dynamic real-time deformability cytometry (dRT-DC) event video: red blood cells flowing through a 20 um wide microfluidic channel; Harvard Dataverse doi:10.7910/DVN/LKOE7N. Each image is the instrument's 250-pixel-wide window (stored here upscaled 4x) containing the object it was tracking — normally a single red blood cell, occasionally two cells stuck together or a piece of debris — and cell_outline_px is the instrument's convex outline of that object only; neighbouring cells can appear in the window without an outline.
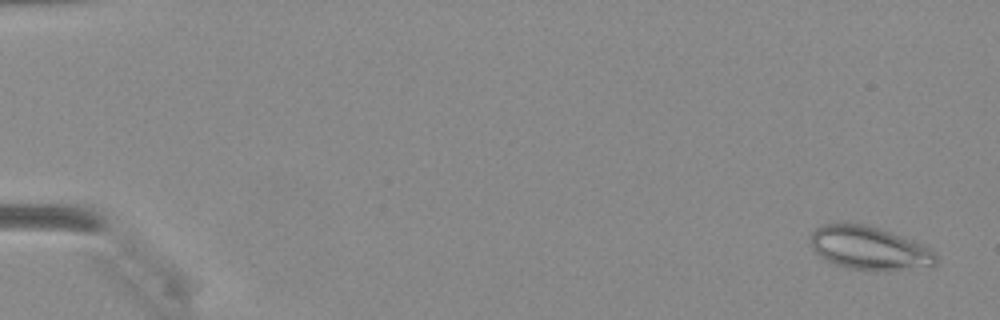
{"species": "Egyptian fruit bat (a non-hibernating species)", "species_latin": "Rousettus aegyptiacus", "temperature_condition": "warm", "stored_images_in_passage": 44, "camera_frame_rate_fps": 3000, "um_per_image_px": 0.085, "animal": {"sex": "female"}, "frame": {"image": 1, "passage_image": 2, "time_ms": 0.333, "image_size_px": [1000, 320], "cell_outline_px": [[936, 264], [932, 268], [852, 268], [836, 264], [820, 256], [812, 248], [812, 232], [820, 224], [868, 224], [880, 228], [912, 240], [928, 248], [936, 256]], "centroid_in_image_um": [73.89, 21.05], "position_along_channel_um": 11.1, "area_um2": 30.63}}
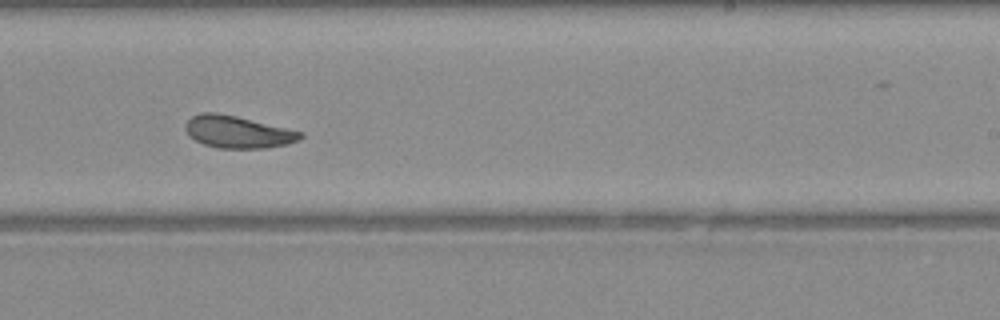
{"frame": {"image": 2, "passage_image": 29, "time_ms": 9.333, "image_size_px": [1000, 320], "cell_outline_px": [[304, 136], [300, 140], [288, 144], [268, 148], [220, 148], [204, 144], [188, 136], [184, 128], [184, 124], [192, 116], [200, 112], [216, 112], [236, 116], [304, 132]], "centroid_in_image_um": [20.21, 11.21], "position_along_channel_um": 268.8, "area_um2": 21.73}}
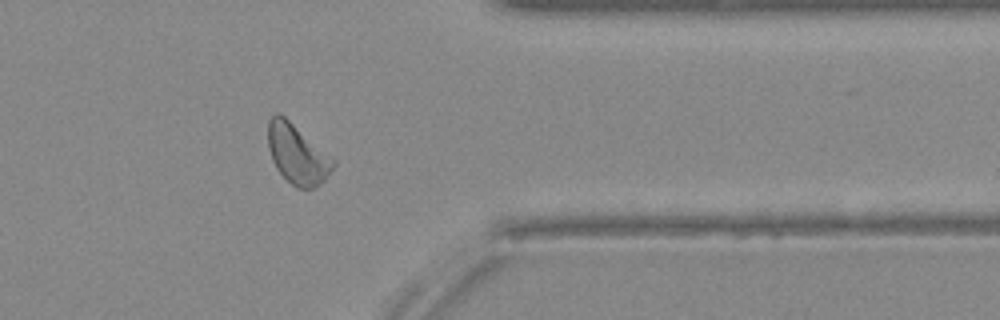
{"frame": {"image": 3, "passage_image": 37, "time_ms": 12.0, "image_size_px": [1000, 320], "cell_outline_px": [[336, 164], [324, 180], [320, 184], [312, 188], [296, 188], [276, 168], [272, 160], [268, 148], [268, 120], [276, 112], [284, 116], [336, 160]], "centroid_in_image_um": [25.27, 13.1], "position_along_channel_um": 386.1, "area_um2": 22.43}}